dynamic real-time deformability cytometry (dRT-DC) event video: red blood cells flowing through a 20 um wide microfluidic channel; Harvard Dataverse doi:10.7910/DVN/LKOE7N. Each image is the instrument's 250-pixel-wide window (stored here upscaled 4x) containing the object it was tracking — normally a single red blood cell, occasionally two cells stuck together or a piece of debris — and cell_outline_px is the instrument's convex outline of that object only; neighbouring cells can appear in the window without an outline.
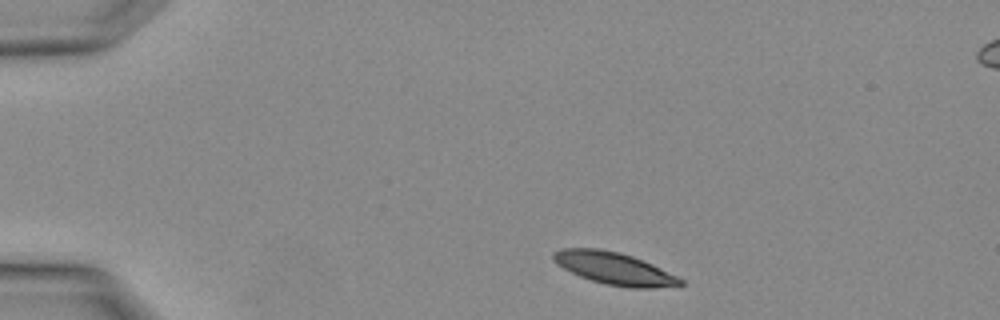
{"species": "Egyptian fruit bat (a non-hibernating species)", "species_latin": "Rousettus aegyptiacus", "temperature_condition": "warm", "stored_images_in_passage": 2, "segment_of_instrument_passage": [1, 2], "camera_frame_rate_fps": 3000, "um_per_image_px": 0.085, "animal": {"sex": "female"}, "frame": {"image": 1, "passage_image": 1, "time_ms": 0.0, "image_size_px": [1000, 320], "cell_outline_px": [[684, 284], [652, 288], [632, 288], [604, 284], [580, 276], [556, 264], [552, 260], [552, 252], [560, 248], [600, 248], [620, 252], [632, 256], [652, 264], [684, 280]], "centroid_in_image_um": [52.16, 22.8], "position_along_channel_um": 32.8, "area_um2": 23.81}}